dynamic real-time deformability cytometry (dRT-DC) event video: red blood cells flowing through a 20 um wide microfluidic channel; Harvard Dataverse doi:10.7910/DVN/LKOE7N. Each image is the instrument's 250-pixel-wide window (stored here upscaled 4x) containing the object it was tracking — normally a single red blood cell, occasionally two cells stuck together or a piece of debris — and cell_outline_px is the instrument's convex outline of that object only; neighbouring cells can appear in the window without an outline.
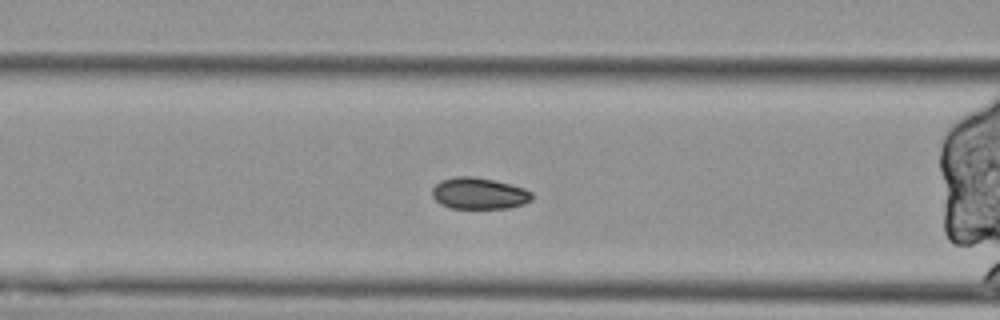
{"species": "Egyptian fruit bat (a non-hibernating species)", "species_latin": "Rousettus aegyptiacus", "temperature_condition": "cold", "stored_images_in_passage": 57, "segment_of_instrument_passage": [2, 2], "camera_frame_rate_fps": 3000, "um_per_image_px": 0.085, "animal": {"sex": "female"}, "frame": {"image": 1, "passage_image": 21, "time_ms": 6.667, "image_size_px": [1000, 320], "cell_outline_px": [[532, 200], [524, 204], [508, 208], [448, 208], [440, 204], [432, 196], [432, 188], [440, 180], [456, 176], [472, 176], [492, 180], [524, 188], [532, 192]], "centroid_in_image_um": [40.69, 16.44], "position_along_channel_um": 125.9, "area_um2": 18.32}}
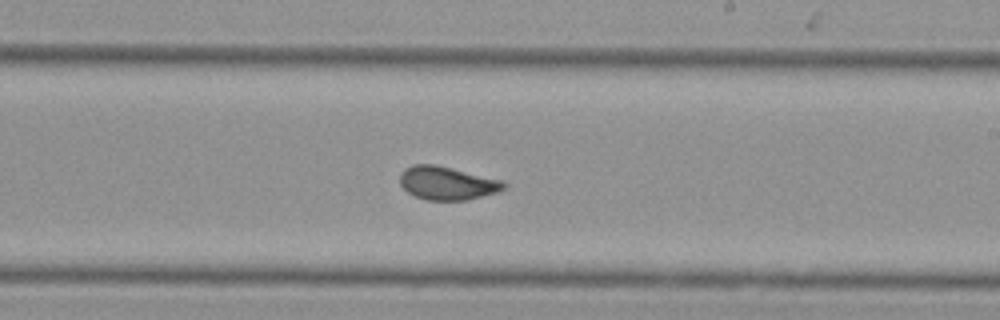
{"frame": {"image": 2, "passage_image": 32, "time_ms": 10.333, "image_size_px": [1000, 320], "cell_outline_px": [[508, 184], [504, 188], [496, 192], [464, 200], [428, 200], [416, 196], [408, 192], [400, 184], [400, 172], [404, 168], [412, 164], [436, 164], [504, 180]], "centroid_in_image_um": [38.0, 15.54], "position_along_channel_um": 251.0, "area_um2": 20.23}}
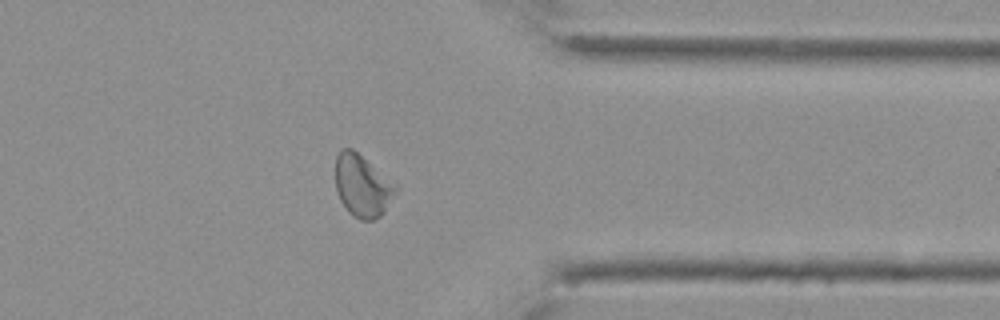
{"frame": {"image": 3, "passage_image": 44, "time_ms": 14.333, "image_size_px": [1000, 320], "cell_outline_px": [[400, 188], [384, 212], [380, 216], [372, 220], [360, 220], [352, 216], [348, 212], [340, 200], [336, 192], [336, 156], [340, 148], [352, 148]], "centroid_in_image_um": [30.79, 15.81], "position_along_channel_um": 380.6, "area_um2": 21.85}}